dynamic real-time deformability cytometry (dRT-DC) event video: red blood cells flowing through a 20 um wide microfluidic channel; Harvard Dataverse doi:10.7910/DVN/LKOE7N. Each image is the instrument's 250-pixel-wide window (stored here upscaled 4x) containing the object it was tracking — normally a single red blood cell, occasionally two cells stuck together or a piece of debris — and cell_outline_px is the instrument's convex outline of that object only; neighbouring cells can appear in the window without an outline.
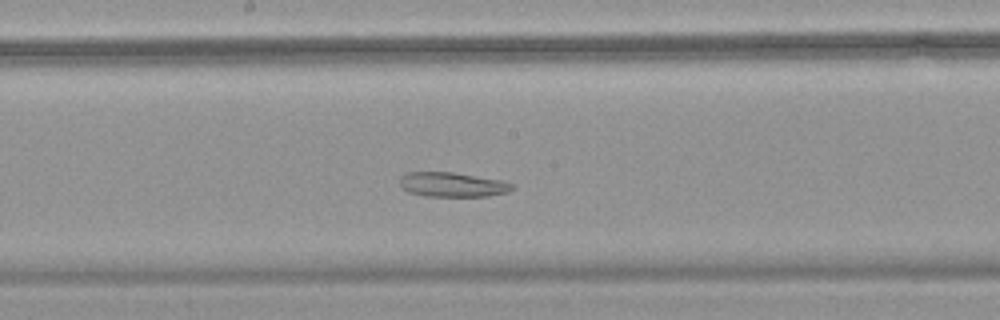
{"species": "common noctule bat (a hibernating species)", "species_latin": "Nyctalus noctula", "temperature_condition": "warm", "stored_images_in_passage": 40, "segment_of_instrument_passage": [1, 2], "camera_frame_rate_fps": 3000, "um_per_image_px": 0.085, "animal": {"sex": "female", "body_mass_g": 18.4}, "frame": {"image": 1, "passage_image": 17, "time_ms": 5.333, "image_size_px": [1000, 320], "cell_outline_px": [[512, 188], [508, 192], [488, 196], [424, 196], [408, 192], [400, 184], [400, 180], [408, 172], [452, 172], [504, 180], [512, 184]], "centroid_in_image_um": [38.48, 15.69], "position_along_channel_um": 209.7, "area_um2": 15.95}}
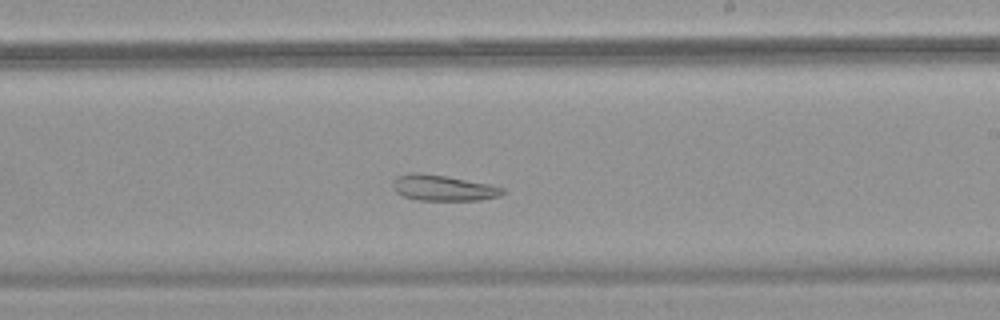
{"frame": {"image": 2, "passage_image": 20, "time_ms": 6.333, "image_size_px": [1000, 320], "cell_outline_px": [[504, 192], [500, 196], [480, 200], [416, 200], [404, 196], [396, 192], [392, 184], [400, 176], [416, 172], [420, 172], [492, 184], [504, 188]], "centroid_in_image_um": [37.72, 15.98], "position_along_channel_um": 251.3, "area_um2": 16.3}}
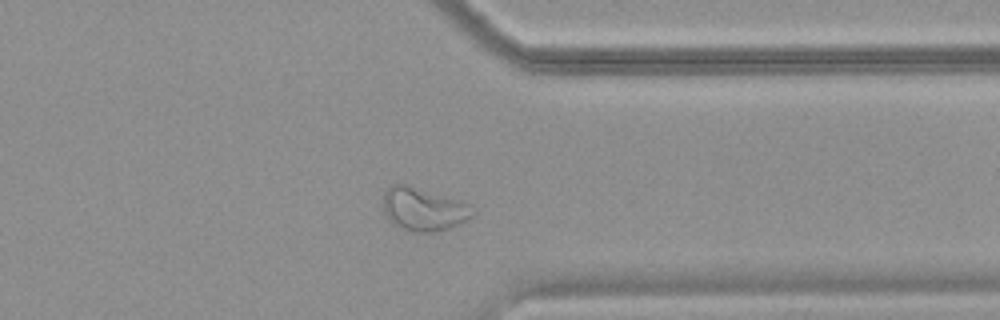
{"frame": {"image": 3, "passage_image": 29, "time_ms": 9.333, "image_size_px": [1000, 320], "cell_outline_px": [[476, 212], [472, 216], [448, 228], [432, 232], [416, 232], [400, 228], [388, 220], [384, 212], [384, 192], [392, 184], [404, 184], [460, 200], [476, 208]], "centroid_in_image_um": [35.99, 17.78], "position_along_channel_um": 375.4, "area_um2": 22.25}}